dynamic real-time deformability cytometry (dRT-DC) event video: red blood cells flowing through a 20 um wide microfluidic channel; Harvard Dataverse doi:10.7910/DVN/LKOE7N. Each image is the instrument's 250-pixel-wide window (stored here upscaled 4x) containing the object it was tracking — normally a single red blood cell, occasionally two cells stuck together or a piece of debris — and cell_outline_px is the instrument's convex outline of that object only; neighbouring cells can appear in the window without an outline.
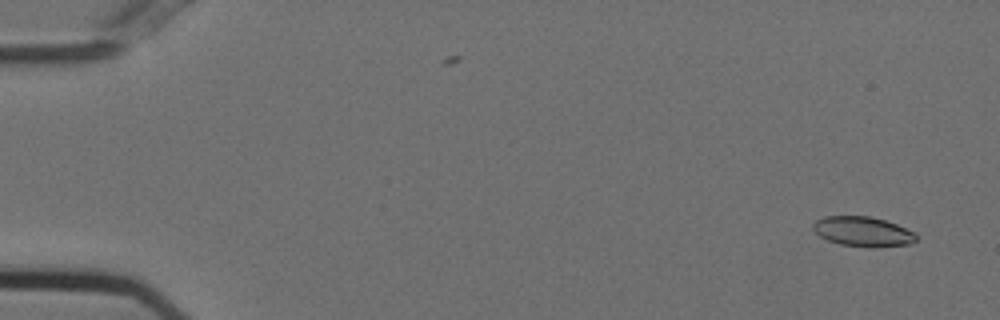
{"species": "Egyptian fruit bat (a non-hibernating species)", "species_latin": "Rousettus aegyptiacus", "temperature_condition": "cold", "stored_images_in_passage": 55, "camera_frame_rate_fps": 3000, "um_per_image_px": 0.085, "animal": {"sex": "female"}, "frame": {"image": 1, "passage_image": 3, "time_ms": 0.667, "image_size_px": [1000, 320], "cell_outline_px": [[916, 240], [908, 244], [872, 248], [840, 244], [828, 240], [820, 236], [812, 228], [812, 224], [816, 220], [824, 216], [868, 216], [884, 220], [896, 224], [912, 232], [916, 236]], "centroid_in_image_um": [73.3, 19.68], "position_along_channel_um": 11.7, "area_um2": 17.74}}
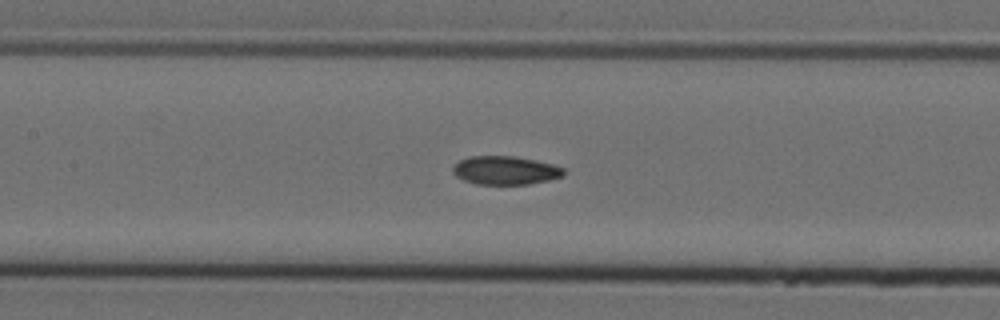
{"frame": {"image": 2, "passage_image": 26, "time_ms": 8.333, "image_size_px": [1000, 320], "cell_outline_px": [[564, 176], [548, 180], [528, 184], [476, 184], [464, 180], [456, 176], [452, 172], [452, 168], [460, 160], [468, 156], [512, 156], [536, 160], [552, 164], [564, 168]], "centroid_in_image_um": [42.95, 14.48], "position_along_channel_um": 164.5, "area_um2": 18.38}}
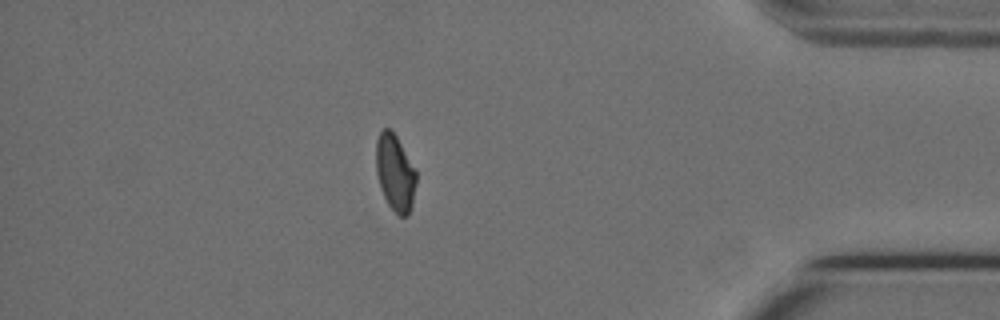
{"frame": {"image": 3, "passage_image": 48, "time_ms": 15.667, "image_size_px": [1000, 320], "cell_outline_px": [[416, 184], [412, 204], [408, 216], [396, 216], [388, 204], [380, 188], [376, 172], [376, 140], [380, 132], [384, 128], [388, 128], [396, 136], [416, 172]], "centroid_in_image_um": [33.57, 14.73], "position_along_channel_um": 401.6, "area_um2": 17.8}, "authors_computed_cell_mechanics": {"area_um2": 18.5538, "velocity_mm_per_s": 3.7287, "shape_relaxation_time_tau1_ms": null, "shape_relaxation_time_tau2_ms": 2.2462, "deformation_change_tau1": null, "deformation_change_tau2": 0.0662}}